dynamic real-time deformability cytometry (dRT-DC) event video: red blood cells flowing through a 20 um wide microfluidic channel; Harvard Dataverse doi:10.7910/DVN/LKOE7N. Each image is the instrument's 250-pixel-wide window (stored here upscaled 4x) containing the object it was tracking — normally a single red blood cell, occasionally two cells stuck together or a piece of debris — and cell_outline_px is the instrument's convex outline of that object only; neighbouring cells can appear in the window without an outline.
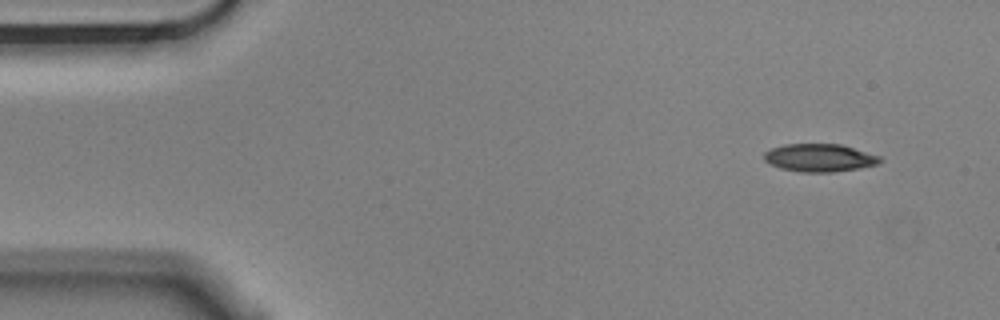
{"species": "Egyptian fruit bat (a non-hibernating species)", "species_latin": "Rousettus aegyptiacus", "temperature_condition": "cold", "stored_images_in_passage": 2, "segment_of_instrument_passage": [2, 2], "camera_frame_rate_fps": 3000, "um_per_image_px": 0.085, "animal": {"sex": "male"}, "frame": {"image": 1, "passage_image": 2, "time_ms": 0.333, "image_size_px": [1000, 320], "cell_outline_px": [[884, 160], [876, 164], [856, 168], [832, 172], [800, 172], [780, 168], [764, 160], [764, 152], [772, 148], [784, 144], [840, 144], [880, 156]], "centroid_in_image_um": [69.64, 13.41], "position_along_channel_um": 15.4, "area_um2": 18.61}}